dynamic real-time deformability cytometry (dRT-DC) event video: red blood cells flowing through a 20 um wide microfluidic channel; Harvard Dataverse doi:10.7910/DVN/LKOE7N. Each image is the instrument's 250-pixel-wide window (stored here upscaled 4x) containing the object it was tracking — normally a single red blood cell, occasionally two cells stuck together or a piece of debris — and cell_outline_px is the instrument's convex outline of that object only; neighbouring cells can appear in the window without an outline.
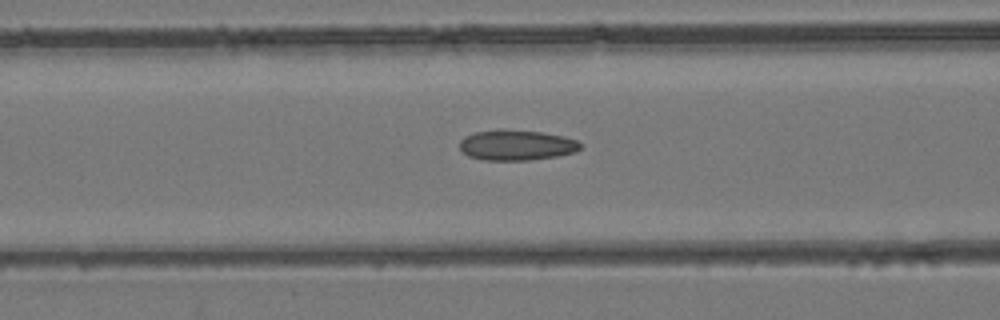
{"species": "common noctule bat (a hibernating species)", "species_latin": "Nyctalus noctula", "temperature_condition": "room temperature", "stored_images_in_passage": 34, "camera_frame_rate_fps": 3000, "um_per_image_px": 0.085, "animal": {"sex": "female", "body_mass_g": 24.6, "forearm_length_mm": 56.2}, "frame": {"image": 1, "passage_image": 7, "time_ms": 2.0, "image_size_px": [1000, 320], "cell_outline_px": [[584, 144], [576, 152], [556, 156], [532, 160], [484, 160], [468, 156], [460, 148], [460, 140], [464, 136], [476, 132], [500, 128], [504, 128], [540, 132], [564, 136], [576, 140]], "centroid_in_image_um": [43.91, 12.32], "position_along_channel_um": 122.7, "area_um2": 21.68}}
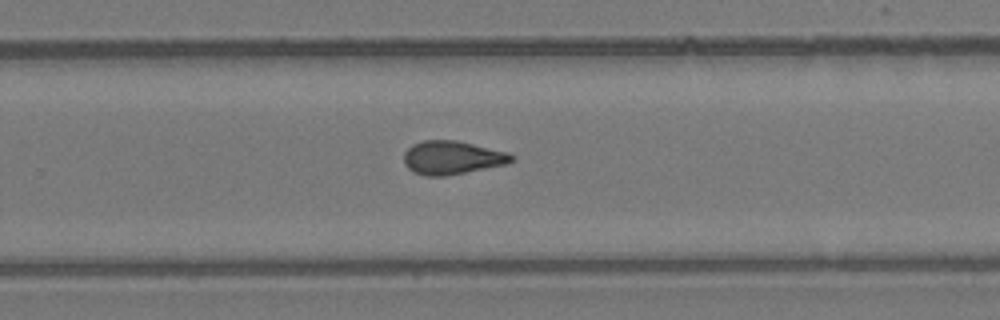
{"frame": {"image": 2, "passage_image": 18, "time_ms": 5.667, "image_size_px": [1000, 320], "cell_outline_px": [[516, 160], [508, 164], [444, 176], [428, 176], [412, 172], [404, 164], [404, 152], [412, 144], [424, 140], [456, 140], [508, 152], [516, 156]], "centroid_in_image_um": [38.45, 13.4], "position_along_channel_um": 291.3, "area_um2": 21.15}}
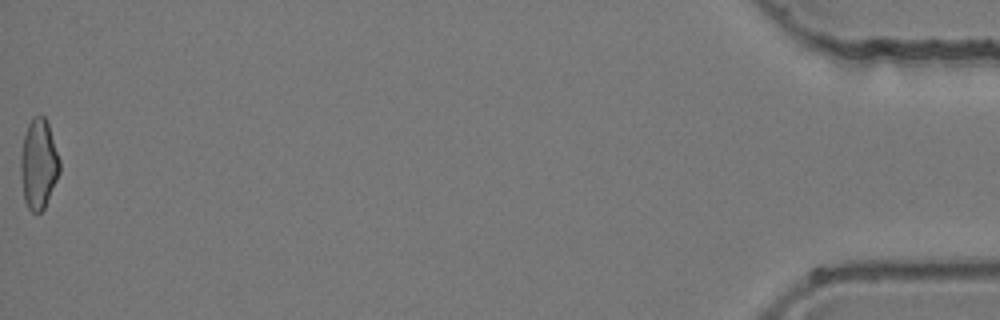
{"frame": {"image": 3, "passage_image": 34, "time_ms": 11.0, "image_size_px": [1000, 320], "cell_outline_px": [[60, 172], [44, 208], [40, 212], [32, 212], [28, 208], [24, 200], [20, 168], [20, 156], [24, 136], [28, 124], [32, 116], [44, 116], [48, 124], [60, 160]], "centroid_in_image_um": [3.27, 13.94], "position_along_channel_um": 431.9, "area_um2": 20.29}}